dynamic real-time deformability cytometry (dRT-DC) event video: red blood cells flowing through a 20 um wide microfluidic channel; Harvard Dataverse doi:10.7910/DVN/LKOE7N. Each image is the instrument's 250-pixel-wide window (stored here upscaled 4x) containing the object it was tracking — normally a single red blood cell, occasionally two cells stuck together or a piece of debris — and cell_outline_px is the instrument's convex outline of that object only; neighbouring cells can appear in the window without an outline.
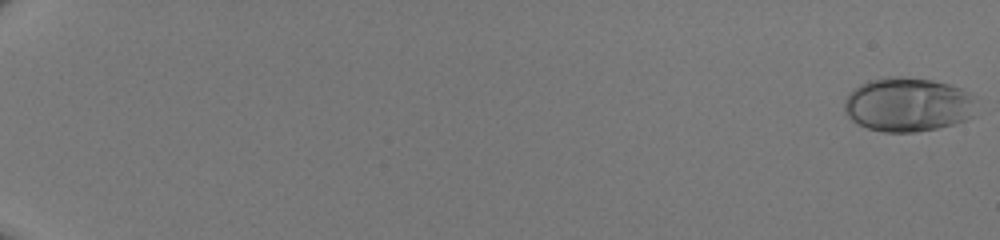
{"species": "human", "species_latin": "Homo sapiens", "temperature_condition": "room temperature", "stored_images_in_passage": 51, "camera_frame_rate_fps": 3000, "um_per_image_px": 0.085, "donor": {"sex": "male"}, "frame": {"image": 1, "passage_image": 1, "time_ms": 0.0, "image_size_px": [1000, 240], "cell_outline_px": [[976, 116], [952, 124], [936, 128], [916, 132], [884, 132], [868, 128], [852, 120], [844, 112], [844, 100], [860, 84], [868, 80], [888, 76], [900, 76], [932, 80], [948, 84], [960, 88], [968, 92], [976, 100]], "centroid_in_image_um": [77.19, 8.89], "position_along_channel_um": 7.8, "area_um2": 41.79}}
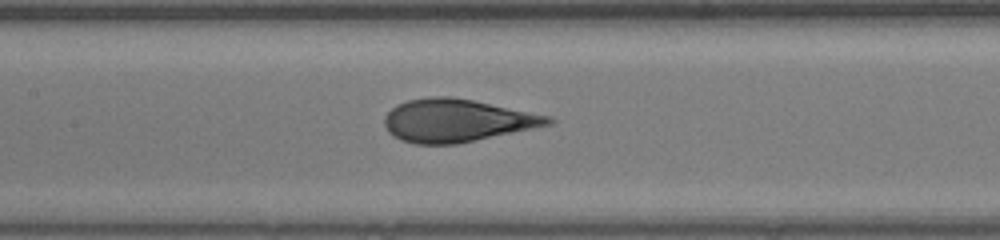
{"frame": {"image": 2, "passage_image": 29, "time_ms": 9.333, "image_size_px": [1000, 240], "cell_outline_px": [[556, 120], [552, 124], [456, 144], [416, 144], [400, 140], [392, 136], [388, 132], [384, 124], [384, 116], [396, 104], [408, 100], [432, 96], [452, 96], [552, 116]], "centroid_in_image_um": [38.8, 10.24], "position_along_channel_um": 168.6, "area_um2": 40.81}}
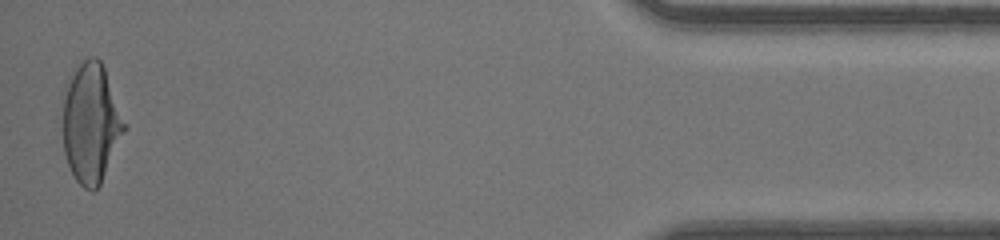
{"frame": {"image": 3, "passage_image": 51, "time_ms": 16.667, "image_size_px": [1000, 240], "cell_outline_px": [[128, 128], [100, 184], [92, 192], [84, 188], [76, 180], [68, 164], [64, 152], [64, 84], [68, 76], [80, 60], [88, 56], [96, 56], [100, 60], [104, 68], [128, 124]], "centroid_in_image_um": [7.76, 10.41], "position_along_channel_um": 427.4, "area_um2": 43.58}}